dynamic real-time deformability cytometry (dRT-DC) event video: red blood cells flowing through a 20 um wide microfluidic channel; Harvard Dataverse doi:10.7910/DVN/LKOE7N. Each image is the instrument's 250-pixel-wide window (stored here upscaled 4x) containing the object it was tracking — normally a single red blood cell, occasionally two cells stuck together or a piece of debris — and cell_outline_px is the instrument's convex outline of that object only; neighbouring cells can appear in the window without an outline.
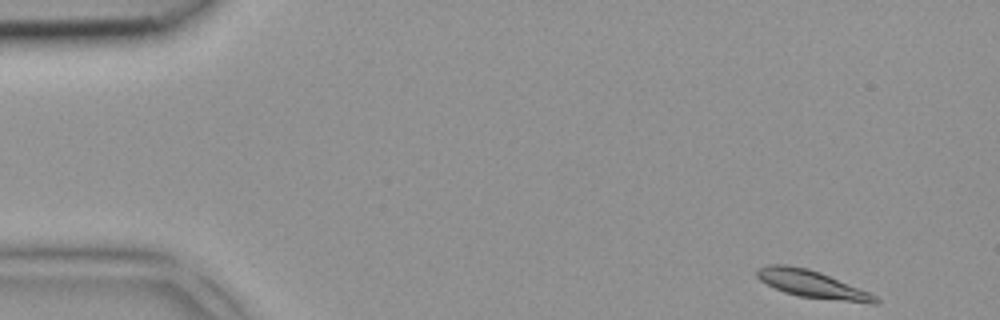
{"species": "common noctule bat (a hibernating species)", "species_latin": "Nyctalus noctula", "temperature_condition": "room temperature", "stored_images_in_passage": 6, "camera_frame_rate_fps": 3000, "um_per_image_px": 0.085, "animal": {"sex": "female", "body_mass_g": 18.4}, "frame": {"image": 1, "passage_image": 1, "time_ms": 0.0, "image_size_px": [1000, 320], "cell_outline_px": [[880, 300], [876, 304], [872, 304], [800, 296], [784, 292], [760, 280], [756, 276], [756, 268], [768, 264], [784, 264], [808, 268], [820, 272], [868, 292], [876, 296]], "centroid_in_image_um": [69.0, 24.14], "position_along_channel_um": 16.0, "area_um2": 18.67}}
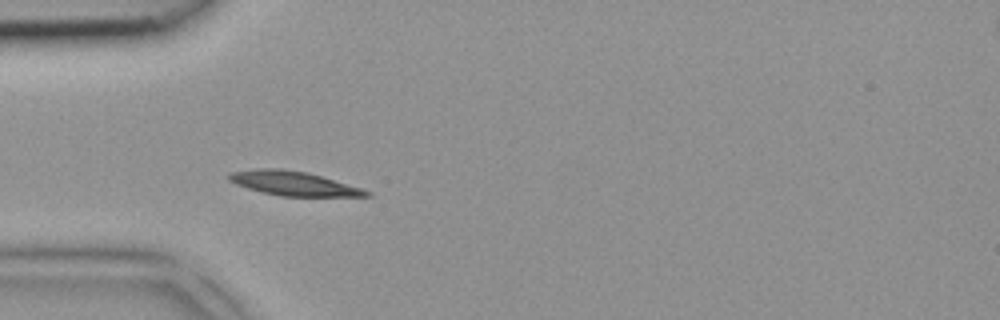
{"frame": {"image": 2, "passage_image": 4, "time_ms": 1.0, "image_size_px": [1000, 320], "cell_outline_px": [[372, 196], [280, 196], [260, 192], [236, 184], [228, 180], [228, 172], [256, 168], [284, 168], [308, 172], [360, 188], [372, 192]], "centroid_in_image_um": [24.89, 15.58], "position_along_channel_um": 60.1, "area_um2": 19.48}}